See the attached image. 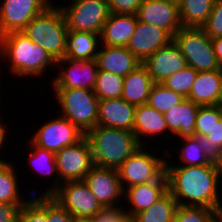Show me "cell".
Segmentation results:
<instances>
[{"label": "cell", "mask_w": 222, "mask_h": 222, "mask_svg": "<svg viewBox=\"0 0 222 222\" xmlns=\"http://www.w3.org/2000/svg\"><path fill=\"white\" fill-rule=\"evenodd\" d=\"M14 163H8L0 171V203L7 204H25L29 199L22 198L20 186H18L19 177L18 171L13 165Z\"/></svg>", "instance_id": "4dcf8cb0"}, {"label": "cell", "mask_w": 222, "mask_h": 222, "mask_svg": "<svg viewBox=\"0 0 222 222\" xmlns=\"http://www.w3.org/2000/svg\"><path fill=\"white\" fill-rule=\"evenodd\" d=\"M92 222H131L130 215L124 206L103 207L91 219Z\"/></svg>", "instance_id": "f35d334b"}, {"label": "cell", "mask_w": 222, "mask_h": 222, "mask_svg": "<svg viewBox=\"0 0 222 222\" xmlns=\"http://www.w3.org/2000/svg\"><path fill=\"white\" fill-rule=\"evenodd\" d=\"M61 5L53 3L21 31L44 48L55 61L65 58L68 28Z\"/></svg>", "instance_id": "277c9868"}, {"label": "cell", "mask_w": 222, "mask_h": 222, "mask_svg": "<svg viewBox=\"0 0 222 222\" xmlns=\"http://www.w3.org/2000/svg\"><path fill=\"white\" fill-rule=\"evenodd\" d=\"M9 163V160H0V171Z\"/></svg>", "instance_id": "7dc6e473"}, {"label": "cell", "mask_w": 222, "mask_h": 222, "mask_svg": "<svg viewBox=\"0 0 222 222\" xmlns=\"http://www.w3.org/2000/svg\"><path fill=\"white\" fill-rule=\"evenodd\" d=\"M51 197L75 219H91L103 208L84 180L61 183Z\"/></svg>", "instance_id": "9c48e42d"}, {"label": "cell", "mask_w": 222, "mask_h": 222, "mask_svg": "<svg viewBox=\"0 0 222 222\" xmlns=\"http://www.w3.org/2000/svg\"><path fill=\"white\" fill-rule=\"evenodd\" d=\"M215 161L218 167L219 180H221L220 185L222 184V154H219L215 157Z\"/></svg>", "instance_id": "bcb514c9"}, {"label": "cell", "mask_w": 222, "mask_h": 222, "mask_svg": "<svg viewBox=\"0 0 222 222\" xmlns=\"http://www.w3.org/2000/svg\"><path fill=\"white\" fill-rule=\"evenodd\" d=\"M29 142V147L31 151L28 154L29 159H27V163L29 162L28 165H30V167H33L34 172H40L41 175L44 174L43 176L47 175V177L51 175L53 176V174L56 173L54 175L55 178H53L52 184L47 187L45 192L43 191V193H41V196H51L61 185V181L57 176L55 153L46 149H42L28 140V143Z\"/></svg>", "instance_id": "4316f807"}, {"label": "cell", "mask_w": 222, "mask_h": 222, "mask_svg": "<svg viewBox=\"0 0 222 222\" xmlns=\"http://www.w3.org/2000/svg\"><path fill=\"white\" fill-rule=\"evenodd\" d=\"M215 0H182L179 17L182 27L201 28L212 12Z\"/></svg>", "instance_id": "f1b7e54d"}, {"label": "cell", "mask_w": 222, "mask_h": 222, "mask_svg": "<svg viewBox=\"0 0 222 222\" xmlns=\"http://www.w3.org/2000/svg\"><path fill=\"white\" fill-rule=\"evenodd\" d=\"M142 64L147 68L154 84H162L169 76L187 66L186 58L172 40L168 45L159 48Z\"/></svg>", "instance_id": "e0dca14e"}, {"label": "cell", "mask_w": 222, "mask_h": 222, "mask_svg": "<svg viewBox=\"0 0 222 222\" xmlns=\"http://www.w3.org/2000/svg\"><path fill=\"white\" fill-rule=\"evenodd\" d=\"M186 58L187 65L197 72L219 70L211 38L202 28L182 27L173 37Z\"/></svg>", "instance_id": "52a82bcc"}, {"label": "cell", "mask_w": 222, "mask_h": 222, "mask_svg": "<svg viewBox=\"0 0 222 222\" xmlns=\"http://www.w3.org/2000/svg\"><path fill=\"white\" fill-rule=\"evenodd\" d=\"M0 58L10 65L8 73L22 79L43 77L48 69L56 68L53 57L23 32H10L0 37Z\"/></svg>", "instance_id": "7a4b0ae2"}, {"label": "cell", "mask_w": 222, "mask_h": 222, "mask_svg": "<svg viewBox=\"0 0 222 222\" xmlns=\"http://www.w3.org/2000/svg\"><path fill=\"white\" fill-rule=\"evenodd\" d=\"M185 99L186 97L170 90L163 83L154 84L150 90L147 104L164 114Z\"/></svg>", "instance_id": "d6a6232c"}, {"label": "cell", "mask_w": 222, "mask_h": 222, "mask_svg": "<svg viewBox=\"0 0 222 222\" xmlns=\"http://www.w3.org/2000/svg\"><path fill=\"white\" fill-rule=\"evenodd\" d=\"M135 110L122 98L99 100L97 125L133 132Z\"/></svg>", "instance_id": "d6986e66"}, {"label": "cell", "mask_w": 222, "mask_h": 222, "mask_svg": "<svg viewBox=\"0 0 222 222\" xmlns=\"http://www.w3.org/2000/svg\"><path fill=\"white\" fill-rule=\"evenodd\" d=\"M168 191V180L164 173L157 181L128 187L124 190L126 212L131 219L141 211L150 208ZM129 203V204H128ZM128 207V208H127ZM130 207V208H129Z\"/></svg>", "instance_id": "ac0fdd59"}, {"label": "cell", "mask_w": 222, "mask_h": 222, "mask_svg": "<svg viewBox=\"0 0 222 222\" xmlns=\"http://www.w3.org/2000/svg\"><path fill=\"white\" fill-rule=\"evenodd\" d=\"M219 211L204 206L179 205L174 222H218Z\"/></svg>", "instance_id": "e575fe53"}, {"label": "cell", "mask_w": 222, "mask_h": 222, "mask_svg": "<svg viewBox=\"0 0 222 222\" xmlns=\"http://www.w3.org/2000/svg\"><path fill=\"white\" fill-rule=\"evenodd\" d=\"M197 74L198 72L194 68L187 65L182 70L169 76L163 84L170 90L188 98Z\"/></svg>", "instance_id": "8d00e7d4"}, {"label": "cell", "mask_w": 222, "mask_h": 222, "mask_svg": "<svg viewBox=\"0 0 222 222\" xmlns=\"http://www.w3.org/2000/svg\"><path fill=\"white\" fill-rule=\"evenodd\" d=\"M85 136L88 138L93 163L99 167L118 169L140 147L132 131L96 125Z\"/></svg>", "instance_id": "3957f363"}, {"label": "cell", "mask_w": 222, "mask_h": 222, "mask_svg": "<svg viewBox=\"0 0 222 222\" xmlns=\"http://www.w3.org/2000/svg\"><path fill=\"white\" fill-rule=\"evenodd\" d=\"M52 0H2L0 4V37L10 32H21Z\"/></svg>", "instance_id": "4fadbf2b"}, {"label": "cell", "mask_w": 222, "mask_h": 222, "mask_svg": "<svg viewBox=\"0 0 222 222\" xmlns=\"http://www.w3.org/2000/svg\"><path fill=\"white\" fill-rule=\"evenodd\" d=\"M124 77L106 71H98L93 89L99 100L118 99L122 96Z\"/></svg>", "instance_id": "1f68e13d"}, {"label": "cell", "mask_w": 222, "mask_h": 222, "mask_svg": "<svg viewBox=\"0 0 222 222\" xmlns=\"http://www.w3.org/2000/svg\"><path fill=\"white\" fill-rule=\"evenodd\" d=\"M98 68L119 75L127 76L142 64L127 47L100 45L96 55Z\"/></svg>", "instance_id": "ffe728a7"}, {"label": "cell", "mask_w": 222, "mask_h": 222, "mask_svg": "<svg viewBox=\"0 0 222 222\" xmlns=\"http://www.w3.org/2000/svg\"><path fill=\"white\" fill-rule=\"evenodd\" d=\"M68 30L100 35L110 16L107 0H73L60 7Z\"/></svg>", "instance_id": "ba28073f"}, {"label": "cell", "mask_w": 222, "mask_h": 222, "mask_svg": "<svg viewBox=\"0 0 222 222\" xmlns=\"http://www.w3.org/2000/svg\"><path fill=\"white\" fill-rule=\"evenodd\" d=\"M100 45L98 34L68 30L65 58L85 61L96 59Z\"/></svg>", "instance_id": "484cf974"}, {"label": "cell", "mask_w": 222, "mask_h": 222, "mask_svg": "<svg viewBox=\"0 0 222 222\" xmlns=\"http://www.w3.org/2000/svg\"><path fill=\"white\" fill-rule=\"evenodd\" d=\"M181 140H178L181 142V149L178 148L180 152L177 153L180 154L178 157L181 164H175L173 166L195 167L211 164L215 160L214 155L207 149L202 138L194 136L181 138Z\"/></svg>", "instance_id": "83f0119b"}, {"label": "cell", "mask_w": 222, "mask_h": 222, "mask_svg": "<svg viewBox=\"0 0 222 222\" xmlns=\"http://www.w3.org/2000/svg\"><path fill=\"white\" fill-rule=\"evenodd\" d=\"M56 67L59 74H55L50 82L52 88L94 89L99 71L96 59L85 61L64 58L56 61Z\"/></svg>", "instance_id": "7c38bea8"}, {"label": "cell", "mask_w": 222, "mask_h": 222, "mask_svg": "<svg viewBox=\"0 0 222 222\" xmlns=\"http://www.w3.org/2000/svg\"><path fill=\"white\" fill-rule=\"evenodd\" d=\"M136 17L141 22L163 28L172 37L182 28L178 6L165 0H142Z\"/></svg>", "instance_id": "9a60e30c"}, {"label": "cell", "mask_w": 222, "mask_h": 222, "mask_svg": "<svg viewBox=\"0 0 222 222\" xmlns=\"http://www.w3.org/2000/svg\"><path fill=\"white\" fill-rule=\"evenodd\" d=\"M172 40L173 37L163 28L138 20L126 47L140 62H144L150 55L168 45Z\"/></svg>", "instance_id": "2e32d148"}, {"label": "cell", "mask_w": 222, "mask_h": 222, "mask_svg": "<svg viewBox=\"0 0 222 222\" xmlns=\"http://www.w3.org/2000/svg\"><path fill=\"white\" fill-rule=\"evenodd\" d=\"M207 149L216 157L222 154V118L204 138Z\"/></svg>", "instance_id": "60d3db41"}, {"label": "cell", "mask_w": 222, "mask_h": 222, "mask_svg": "<svg viewBox=\"0 0 222 222\" xmlns=\"http://www.w3.org/2000/svg\"><path fill=\"white\" fill-rule=\"evenodd\" d=\"M48 222H74L75 218L51 196H47Z\"/></svg>", "instance_id": "ab89813d"}, {"label": "cell", "mask_w": 222, "mask_h": 222, "mask_svg": "<svg viewBox=\"0 0 222 222\" xmlns=\"http://www.w3.org/2000/svg\"><path fill=\"white\" fill-rule=\"evenodd\" d=\"M57 176L61 183L83 181L94 166L90 142L84 136L76 144L55 153Z\"/></svg>", "instance_id": "30bf717a"}, {"label": "cell", "mask_w": 222, "mask_h": 222, "mask_svg": "<svg viewBox=\"0 0 222 222\" xmlns=\"http://www.w3.org/2000/svg\"><path fill=\"white\" fill-rule=\"evenodd\" d=\"M84 182L103 207L124 204V190L116 169L94 165L86 174Z\"/></svg>", "instance_id": "5bb4252c"}, {"label": "cell", "mask_w": 222, "mask_h": 222, "mask_svg": "<svg viewBox=\"0 0 222 222\" xmlns=\"http://www.w3.org/2000/svg\"><path fill=\"white\" fill-rule=\"evenodd\" d=\"M165 1L176 4L177 6H179L182 0H165Z\"/></svg>", "instance_id": "c3c4849f"}, {"label": "cell", "mask_w": 222, "mask_h": 222, "mask_svg": "<svg viewBox=\"0 0 222 222\" xmlns=\"http://www.w3.org/2000/svg\"><path fill=\"white\" fill-rule=\"evenodd\" d=\"M168 131L163 113L148 104L136 106L133 133L142 146H146L144 143L147 137L149 139L154 136L158 138L160 135L162 137V134L164 133L165 135Z\"/></svg>", "instance_id": "603a6c76"}, {"label": "cell", "mask_w": 222, "mask_h": 222, "mask_svg": "<svg viewBox=\"0 0 222 222\" xmlns=\"http://www.w3.org/2000/svg\"><path fill=\"white\" fill-rule=\"evenodd\" d=\"M32 197L20 207L17 222H48L47 196L37 195V190H31ZM34 195V197H33Z\"/></svg>", "instance_id": "836d02e7"}, {"label": "cell", "mask_w": 222, "mask_h": 222, "mask_svg": "<svg viewBox=\"0 0 222 222\" xmlns=\"http://www.w3.org/2000/svg\"><path fill=\"white\" fill-rule=\"evenodd\" d=\"M74 222H92L90 219H75Z\"/></svg>", "instance_id": "681fc988"}, {"label": "cell", "mask_w": 222, "mask_h": 222, "mask_svg": "<svg viewBox=\"0 0 222 222\" xmlns=\"http://www.w3.org/2000/svg\"><path fill=\"white\" fill-rule=\"evenodd\" d=\"M220 73H221V77H222V67H220Z\"/></svg>", "instance_id": "816d5d0a"}, {"label": "cell", "mask_w": 222, "mask_h": 222, "mask_svg": "<svg viewBox=\"0 0 222 222\" xmlns=\"http://www.w3.org/2000/svg\"><path fill=\"white\" fill-rule=\"evenodd\" d=\"M213 48H214V53L216 54L217 61L222 67V37H216L211 39Z\"/></svg>", "instance_id": "ee69618b"}, {"label": "cell", "mask_w": 222, "mask_h": 222, "mask_svg": "<svg viewBox=\"0 0 222 222\" xmlns=\"http://www.w3.org/2000/svg\"><path fill=\"white\" fill-rule=\"evenodd\" d=\"M179 204L167 191L150 208L137 213L131 222H174Z\"/></svg>", "instance_id": "f546056e"}, {"label": "cell", "mask_w": 222, "mask_h": 222, "mask_svg": "<svg viewBox=\"0 0 222 222\" xmlns=\"http://www.w3.org/2000/svg\"><path fill=\"white\" fill-rule=\"evenodd\" d=\"M137 21L136 15L133 14L111 13L100 34L101 45L126 47Z\"/></svg>", "instance_id": "cb8c5ba5"}, {"label": "cell", "mask_w": 222, "mask_h": 222, "mask_svg": "<svg viewBox=\"0 0 222 222\" xmlns=\"http://www.w3.org/2000/svg\"><path fill=\"white\" fill-rule=\"evenodd\" d=\"M45 122L37 128L38 130L29 140L34 145L53 153L76 144L85 136L75 124L60 115Z\"/></svg>", "instance_id": "8fae6325"}, {"label": "cell", "mask_w": 222, "mask_h": 222, "mask_svg": "<svg viewBox=\"0 0 222 222\" xmlns=\"http://www.w3.org/2000/svg\"><path fill=\"white\" fill-rule=\"evenodd\" d=\"M60 116L69 119L84 134L97 125L99 98L93 90L52 88Z\"/></svg>", "instance_id": "5b68a950"}, {"label": "cell", "mask_w": 222, "mask_h": 222, "mask_svg": "<svg viewBox=\"0 0 222 222\" xmlns=\"http://www.w3.org/2000/svg\"><path fill=\"white\" fill-rule=\"evenodd\" d=\"M1 117L3 116L0 115V151H2L3 146L6 145L4 143L6 142V139H7L6 136L8 135L6 132L8 128L5 126L4 121H2L3 118ZM3 157L4 155L2 156V158H0V160H7L5 159V157L4 158Z\"/></svg>", "instance_id": "f6af8a7d"}, {"label": "cell", "mask_w": 222, "mask_h": 222, "mask_svg": "<svg viewBox=\"0 0 222 222\" xmlns=\"http://www.w3.org/2000/svg\"><path fill=\"white\" fill-rule=\"evenodd\" d=\"M110 13L136 15L142 0H107Z\"/></svg>", "instance_id": "b9f144b4"}, {"label": "cell", "mask_w": 222, "mask_h": 222, "mask_svg": "<svg viewBox=\"0 0 222 222\" xmlns=\"http://www.w3.org/2000/svg\"><path fill=\"white\" fill-rule=\"evenodd\" d=\"M154 85L147 68L141 64L124 77L121 98L134 106L147 104L150 90Z\"/></svg>", "instance_id": "d4e9b609"}, {"label": "cell", "mask_w": 222, "mask_h": 222, "mask_svg": "<svg viewBox=\"0 0 222 222\" xmlns=\"http://www.w3.org/2000/svg\"><path fill=\"white\" fill-rule=\"evenodd\" d=\"M146 149L145 146L140 147L117 169L123 190L157 181L165 173L166 158L173 160L170 152L164 158L162 155H155L158 148L151 149V152Z\"/></svg>", "instance_id": "8992f818"}, {"label": "cell", "mask_w": 222, "mask_h": 222, "mask_svg": "<svg viewBox=\"0 0 222 222\" xmlns=\"http://www.w3.org/2000/svg\"><path fill=\"white\" fill-rule=\"evenodd\" d=\"M165 162L168 191L179 205L204 206L219 211L222 204L216 161L201 166H172ZM221 197V198H220Z\"/></svg>", "instance_id": "6da1fadb"}, {"label": "cell", "mask_w": 222, "mask_h": 222, "mask_svg": "<svg viewBox=\"0 0 222 222\" xmlns=\"http://www.w3.org/2000/svg\"><path fill=\"white\" fill-rule=\"evenodd\" d=\"M188 99L198 106L222 105V77L220 69L198 72Z\"/></svg>", "instance_id": "7402d4cb"}, {"label": "cell", "mask_w": 222, "mask_h": 222, "mask_svg": "<svg viewBox=\"0 0 222 222\" xmlns=\"http://www.w3.org/2000/svg\"><path fill=\"white\" fill-rule=\"evenodd\" d=\"M219 221L222 222V204L219 209Z\"/></svg>", "instance_id": "f907efd6"}, {"label": "cell", "mask_w": 222, "mask_h": 222, "mask_svg": "<svg viewBox=\"0 0 222 222\" xmlns=\"http://www.w3.org/2000/svg\"><path fill=\"white\" fill-rule=\"evenodd\" d=\"M199 106L188 98L164 113L171 137L186 138L196 136V117Z\"/></svg>", "instance_id": "44dd1931"}, {"label": "cell", "mask_w": 222, "mask_h": 222, "mask_svg": "<svg viewBox=\"0 0 222 222\" xmlns=\"http://www.w3.org/2000/svg\"><path fill=\"white\" fill-rule=\"evenodd\" d=\"M23 205L0 203V222H17L19 209Z\"/></svg>", "instance_id": "7bdbcfd3"}, {"label": "cell", "mask_w": 222, "mask_h": 222, "mask_svg": "<svg viewBox=\"0 0 222 222\" xmlns=\"http://www.w3.org/2000/svg\"><path fill=\"white\" fill-rule=\"evenodd\" d=\"M211 38L222 37V0H215L212 12L201 27Z\"/></svg>", "instance_id": "74e56055"}, {"label": "cell", "mask_w": 222, "mask_h": 222, "mask_svg": "<svg viewBox=\"0 0 222 222\" xmlns=\"http://www.w3.org/2000/svg\"><path fill=\"white\" fill-rule=\"evenodd\" d=\"M222 118V105L199 106L196 117V136L204 138Z\"/></svg>", "instance_id": "d590c367"}]
</instances>
